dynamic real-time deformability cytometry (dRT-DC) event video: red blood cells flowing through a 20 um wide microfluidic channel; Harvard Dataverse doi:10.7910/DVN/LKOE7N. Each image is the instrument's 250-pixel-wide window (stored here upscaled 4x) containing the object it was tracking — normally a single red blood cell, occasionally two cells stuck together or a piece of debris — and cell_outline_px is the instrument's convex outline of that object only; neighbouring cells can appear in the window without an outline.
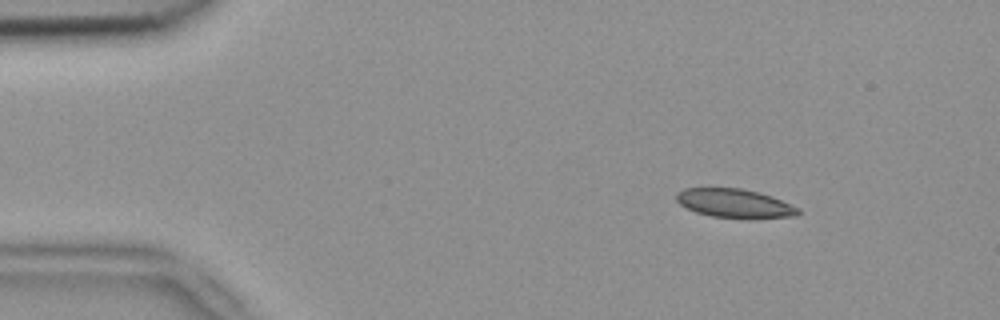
{"species": "common noctule bat (a hibernating species)", "species_latin": "Nyctalus noctula", "temperature_condition": "room temperature", "stored_images_in_passage": 4, "camera_frame_rate_fps": 3000, "um_per_image_px": 0.085, "animal": {"sex": "female", "body_mass_g": 18.4}, "frame": {"image": 1, "passage_image": 1, "time_ms": 0.0, "image_size_px": [1000, 320], "cell_outline_px": [[800, 212], [796, 216], [748, 220], [712, 216], [696, 212], [680, 204], [676, 200], [676, 192], [684, 188], [740, 188], [772, 196], [800, 208]], "centroid_in_image_um": [62.47, 17.31], "position_along_channel_um": 22.5, "area_um2": 20.81}}
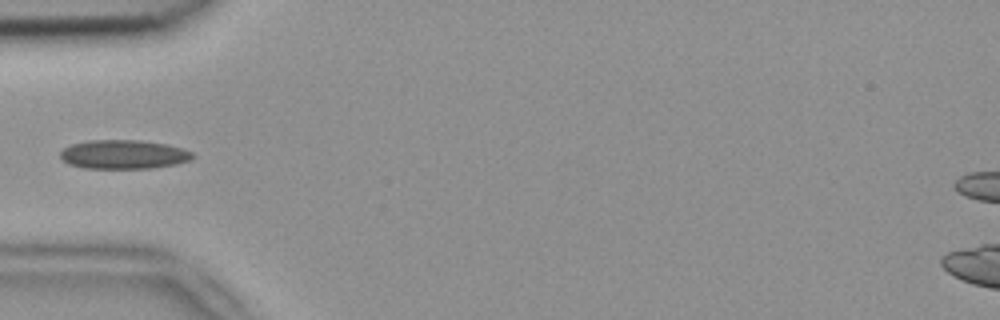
{"frame": {"image": 2, "passage_image": 3, "time_ms": 0.667, "image_size_px": [1000, 320], "cell_outline_px": [[196, 156], [192, 160], [176, 164], [152, 168], [80, 168], [68, 164], [60, 156], [60, 152], [64, 148], [72, 144], [88, 140], [140, 140], [168, 144], [192, 152]], "centroid_in_image_um": [10.52, 13.13], "position_along_channel_um": 74.5, "area_um2": 22.48}}